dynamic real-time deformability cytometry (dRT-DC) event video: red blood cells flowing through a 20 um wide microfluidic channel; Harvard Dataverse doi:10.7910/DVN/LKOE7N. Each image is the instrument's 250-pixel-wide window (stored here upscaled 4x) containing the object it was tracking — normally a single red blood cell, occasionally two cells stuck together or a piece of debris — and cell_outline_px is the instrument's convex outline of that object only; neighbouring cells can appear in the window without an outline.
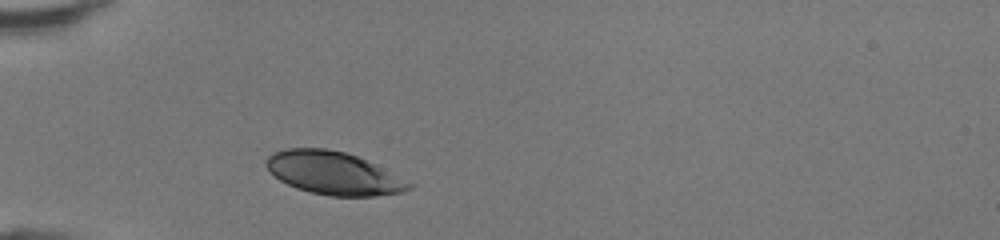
{"species": "human", "species_latin": "Homo sapiens", "temperature_condition": "room temperature", "stored_images_in_passage": 28, "camera_frame_rate_fps": 3000, "um_per_image_px": 0.085, "donor": {"sex": "female"}, "frame": {"image": 1, "passage_image": 1, "time_ms": 0.0, "image_size_px": [1000, 240], "cell_outline_px": [[416, 184], [412, 188], [400, 192], [376, 196], [328, 196], [308, 192], [296, 188], [280, 180], [264, 164], [268, 156], [276, 152], [288, 148], [328, 148], [344, 152], [356, 156], [376, 164]], "centroid_in_image_um": [28.39, 14.72], "position_along_channel_um": 56.6, "area_um2": 35.72}}
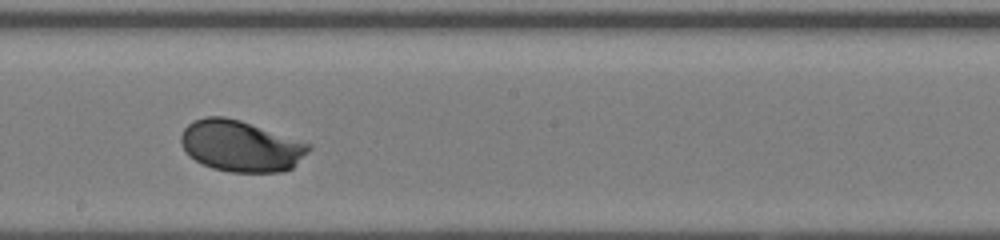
{"frame": {"image": 2, "passage_image": 14, "time_ms": 4.333, "image_size_px": [1000, 240], "cell_outline_px": [[312, 148], [292, 168], [280, 172], [228, 172], [212, 168], [188, 156], [184, 152], [180, 144], [180, 136], [184, 128], [192, 120], [204, 116], [224, 116], [240, 120], [312, 144]], "centroid_in_image_um": [20.43, 12.4], "position_along_channel_um": 227.8, "area_um2": 38.38}}
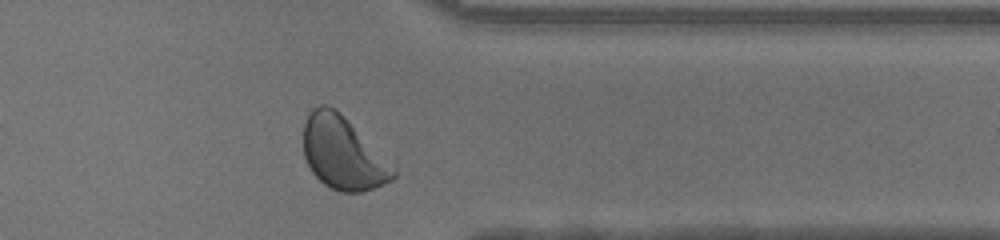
{"frame": {"image": 3, "passage_image": 25, "time_ms": 8.0, "image_size_px": [1000, 240], "cell_outline_px": [[396, 176], [392, 180], [384, 184], [360, 192], [340, 192], [324, 184], [312, 172], [304, 156], [304, 124], [312, 108], [320, 104], [328, 104], [340, 112], [396, 160]], "centroid_in_image_um": [29.26, 12.99], "position_along_channel_um": 382.1, "area_um2": 39.42}, "authors_computed_cell_mechanics": {"area_um2": 37.7723, "velocity_mm_per_s": 4.2889, "shape_relaxation_time_tau1_ms": 1.509, "shape_relaxation_time_tau2_ms": null, "deformation_change_tau1": 0.1155, "deformation_change_tau2": null}}